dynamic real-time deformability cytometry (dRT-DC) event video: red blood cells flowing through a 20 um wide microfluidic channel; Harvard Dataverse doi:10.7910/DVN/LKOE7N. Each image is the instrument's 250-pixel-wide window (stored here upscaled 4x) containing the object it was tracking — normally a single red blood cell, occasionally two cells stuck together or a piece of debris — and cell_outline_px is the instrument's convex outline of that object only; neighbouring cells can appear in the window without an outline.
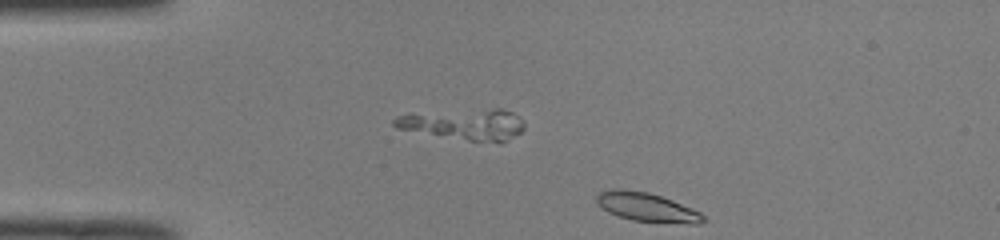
{"species": "common noctule bat (a hibernating species)", "species_latin": "Nyctalus noctula", "temperature_condition": "room temperature", "stored_images_in_passage": 12, "segment_of_instrument_passage": [2, 2], "camera_frame_rate_fps": 3000, "um_per_image_px": 0.085, "animal": {"sex": "male", "body_mass_g": 19.0, "forearm_length_mm": 50.8}, "frame": {"image": 1, "passage_image": 12, "time_ms": 3.667, "image_size_px": [1000, 240], "cell_outline_px": [[708, 220], [700, 224], [692, 224], [632, 220], [608, 212], [596, 204], [596, 196], [600, 192], [612, 188], [624, 188], [648, 192], [672, 200], [692, 208], [700, 212]], "centroid_in_image_um": [54.98, 17.6], "position_along_channel_um": 30.0, "area_um2": 18.09}}